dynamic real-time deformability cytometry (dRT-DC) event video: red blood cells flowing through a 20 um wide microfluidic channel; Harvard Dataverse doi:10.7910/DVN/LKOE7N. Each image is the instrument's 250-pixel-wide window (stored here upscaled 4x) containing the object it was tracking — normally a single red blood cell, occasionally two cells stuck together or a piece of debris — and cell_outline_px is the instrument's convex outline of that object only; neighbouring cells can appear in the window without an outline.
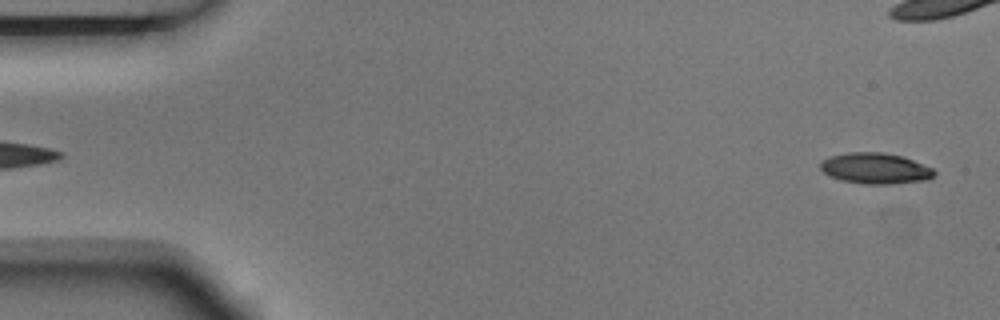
{"species": "Egyptian fruit bat (a non-hibernating species)", "species_latin": "Rousettus aegyptiacus", "temperature_condition": "room temperature", "stored_images_in_passage": 6, "segment_of_instrument_passage": [2, 2], "camera_frame_rate_fps": 3000, "um_per_image_px": 0.085, "animal": {"sex": "male"}, "frame": {"image": 1, "passage_image": 6, "time_ms": 1.667, "image_size_px": [1000, 320], "cell_outline_px": [[936, 172], [928, 180], [892, 184], [864, 184], [840, 180], [824, 172], [820, 168], [820, 160], [828, 156], [848, 152], [880, 152], [904, 156], [932, 168]], "centroid_in_image_um": [74.39, 14.3], "position_along_channel_um": 10.6, "area_um2": 20.63}}